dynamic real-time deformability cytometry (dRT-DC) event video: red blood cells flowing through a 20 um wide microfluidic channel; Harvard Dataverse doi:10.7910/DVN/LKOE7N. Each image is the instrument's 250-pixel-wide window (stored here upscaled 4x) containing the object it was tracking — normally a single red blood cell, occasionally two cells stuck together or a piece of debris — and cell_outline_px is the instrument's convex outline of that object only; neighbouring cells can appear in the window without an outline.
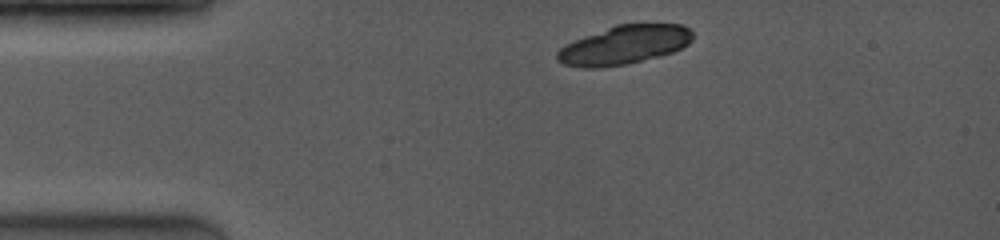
{"species": "common noctule bat (a hibernating species)", "species_latin": "Nyctalus noctula", "temperature_condition": "room temperature", "stored_images_in_passage": 3, "camera_frame_rate_fps": 4000, "um_per_image_px": 0.085, "animal": {"sex": "female", "body_mass_g": 19.0, "forearm_length_mm": 53.3}, "frame": {"image": 1, "passage_image": 1, "time_ms": 0.0, "image_size_px": [1000, 240], "cell_outline_px": [[692, 40], [688, 44], [672, 52], [628, 64], [596, 68], [584, 68], [564, 64], [556, 60], [556, 52], [564, 44], [584, 36], [616, 24], [684, 24], [692, 32]], "centroid_in_image_um": [53.03, 3.82], "position_along_channel_um": 32.0, "area_um2": 30.58}}